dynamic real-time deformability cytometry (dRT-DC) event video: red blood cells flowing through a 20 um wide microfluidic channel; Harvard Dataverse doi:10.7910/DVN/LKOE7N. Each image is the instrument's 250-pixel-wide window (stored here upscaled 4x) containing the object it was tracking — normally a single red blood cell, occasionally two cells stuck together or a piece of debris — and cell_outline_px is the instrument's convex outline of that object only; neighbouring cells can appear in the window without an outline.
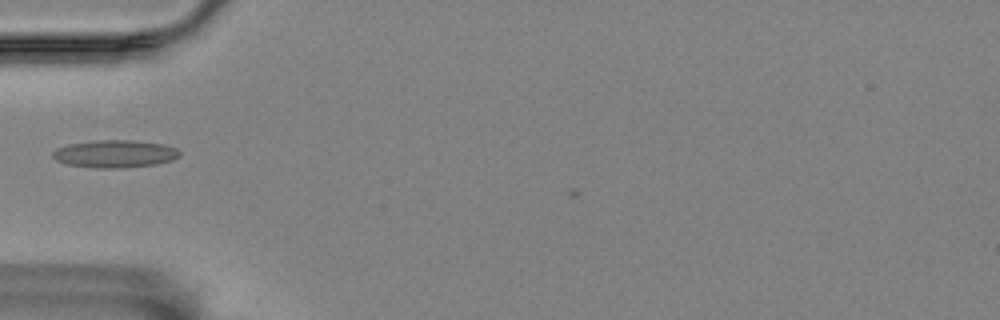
{"species": "Egyptian fruit bat (a non-hibernating species)", "species_latin": "Rousettus aegyptiacus", "temperature_condition": "room temperature", "stored_images_in_passage": 37, "camera_frame_rate_fps": 3000, "um_per_image_px": 0.085, "animal": {"sex": "female"}, "frame": {"image": 1, "passage_image": 1, "time_ms": 0.0, "image_size_px": [1000, 320], "cell_outline_px": [[180, 156], [172, 160], [156, 164], [116, 168], [96, 168], [68, 164], [56, 160], [52, 156], [52, 152], [56, 148], [68, 144], [96, 140], [136, 140], [164, 144], [176, 148], [180, 152]], "centroid_in_image_um": [9.77, 13.06], "position_along_channel_um": 75.2, "area_um2": 20.4}}
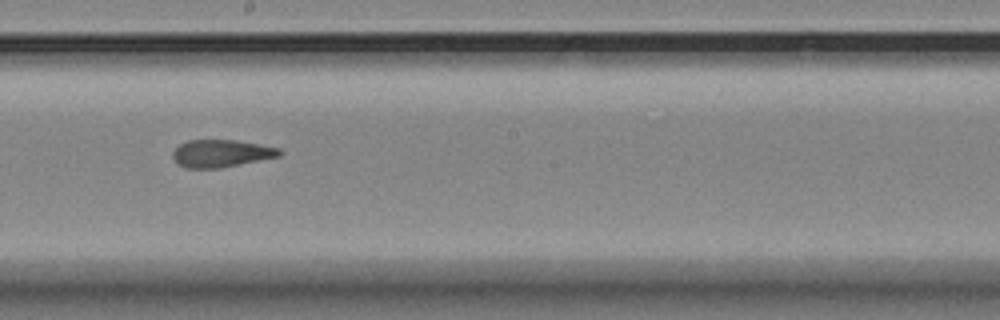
{"frame": {"image": 2, "passage_image": 14, "time_ms": 4.333, "image_size_px": [1000, 320], "cell_outline_px": [[284, 152], [280, 156], [220, 168], [188, 168], [176, 164], [172, 156], [172, 152], [180, 144], [188, 140], [236, 140], [280, 148]], "centroid_in_image_um": [18.79, 13.04], "position_along_channel_um": 229.4, "area_um2": 17.11}}
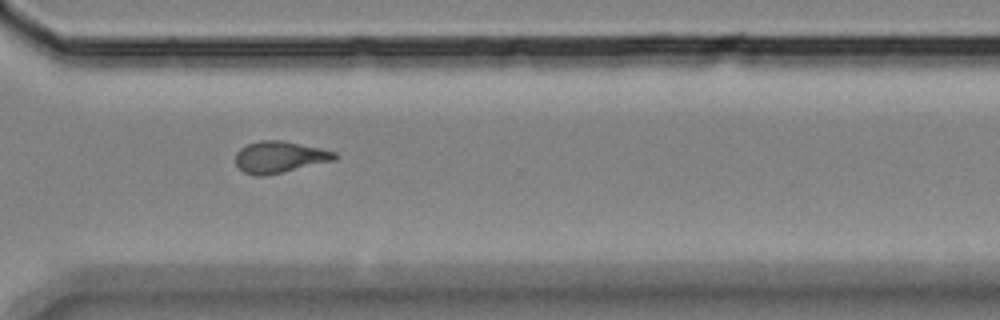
{"frame": {"image": 3, "passage_image": 24, "time_ms": 7.667, "image_size_px": [1000, 320], "cell_outline_px": [[336, 160], [264, 176], [256, 176], [244, 172], [236, 164], [236, 152], [240, 148], [248, 144], [260, 140], [280, 140], [320, 148], [336, 152]], "centroid_in_image_um": [23.75, 13.35], "position_along_channel_um": 346.8, "area_um2": 18.09}}